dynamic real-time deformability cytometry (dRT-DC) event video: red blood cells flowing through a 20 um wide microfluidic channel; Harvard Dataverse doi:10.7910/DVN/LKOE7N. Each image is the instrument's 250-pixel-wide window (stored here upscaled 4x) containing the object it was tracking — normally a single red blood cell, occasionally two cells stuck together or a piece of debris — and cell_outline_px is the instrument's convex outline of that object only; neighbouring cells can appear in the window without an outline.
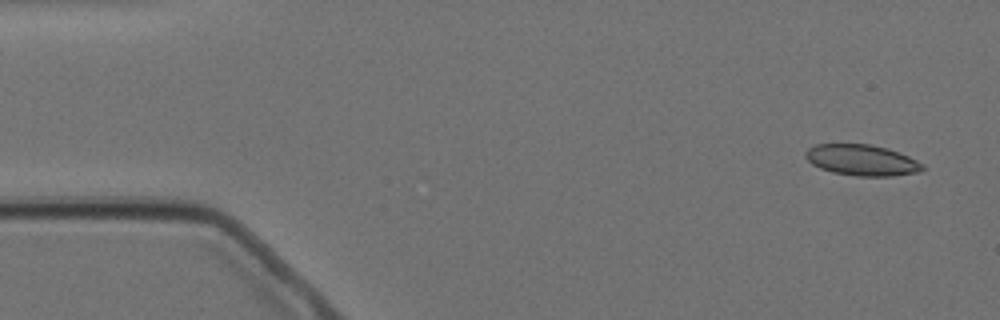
{"species": "Egyptian fruit bat (a non-hibernating species)", "species_latin": "Rousettus aegyptiacus", "temperature_condition": "cold", "stored_images_in_passage": 6, "camera_frame_rate_fps": 3000, "um_per_image_px": 0.085, "animal": {"sex": "female"}, "frame": {"image": 1, "passage_image": 1, "time_ms": 0.0, "image_size_px": [1000, 320], "cell_outline_px": [[924, 168], [916, 172], [892, 176], [856, 176], [832, 172], [820, 168], [812, 164], [804, 156], [804, 152], [808, 148], [816, 144], [872, 144], [888, 148], [908, 156], [924, 164]], "centroid_in_image_um": [73.23, 13.6], "position_along_channel_um": 11.8, "area_um2": 21.15}}
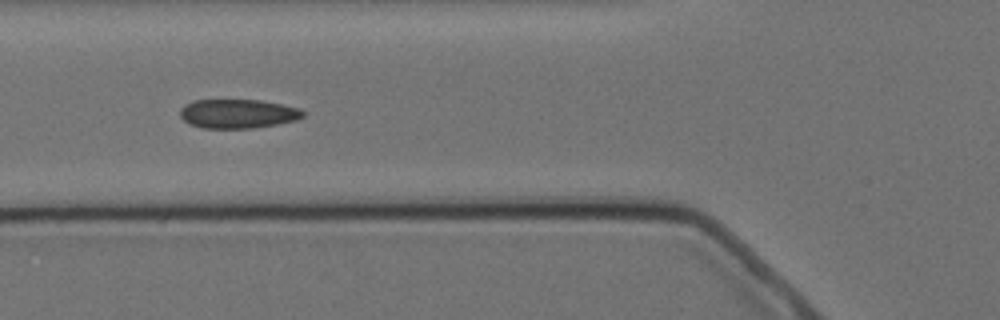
{"frame": {"image": 2, "passage_image": 5, "time_ms": 5.667, "image_size_px": [1000, 320], "cell_outline_px": [[304, 116], [296, 120], [276, 124], [252, 128], [200, 128], [188, 124], [180, 116], [180, 108], [184, 104], [192, 100], [260, 100], [300, 108], [304, 112]], "centroid_in_image_um": [20.17, 9.66], "position_along_channel_um": 105.6, "area_um2": 20.92}}
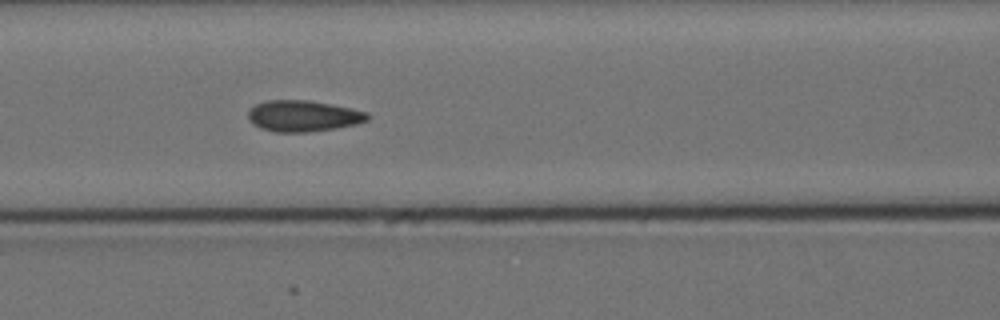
{"frame": {"image": 3, "passage_image": 6, "time_ms": 6.667, "image_size_px": [1000, 320], "cell_outline_px": [[368, 120], [356, 124], [336, 128], [308, 132], [276, 132], [260, 128], [252, 124], [248, 120], [248, 112], [256, 104], [268, 100], [304, 100], [332, 104], [368, 112]], "centroid_in_image_um": [25.75, 9.86], "position_along_channel_um": 140.8, "area_um2": 21.62}}